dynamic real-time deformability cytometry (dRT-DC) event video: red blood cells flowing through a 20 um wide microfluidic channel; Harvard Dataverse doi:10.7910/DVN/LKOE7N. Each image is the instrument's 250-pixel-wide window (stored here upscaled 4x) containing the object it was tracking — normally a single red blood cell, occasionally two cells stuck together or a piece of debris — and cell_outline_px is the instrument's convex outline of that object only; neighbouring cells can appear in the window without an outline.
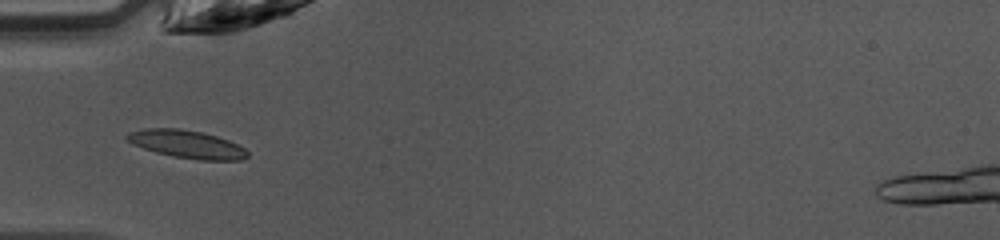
{"species": "common noctule bat (a hibernating species)", "species_latin": "Nyctalus noctula", "temperature_condition": "warm", "stored_images_in_passage": 33, "camera_frame_rate_fps": 3000, "um_per_image_px": 0.085, "animal": {"sex": "female", "body_mass_g": 10.0, "forearm_length_mm": 53.1}, "frame": {"image": 1, "passage_image": 1, "time_ms": 0.0, "image_size_px": [1000, 240], "cell_outline_px": [[248, 156], [240, 160], [200, 160], [172, 156], [156, 152], [132, 144], [124, 136], [128, 132], [144, 128], [180, 128], [204, 132], [228, 140], [244, 148], [248, 152]], "centroid_in_image_um": [15.86, 12.24], "position_along_channel_um": 69.1, "area_um2": 19.59}}
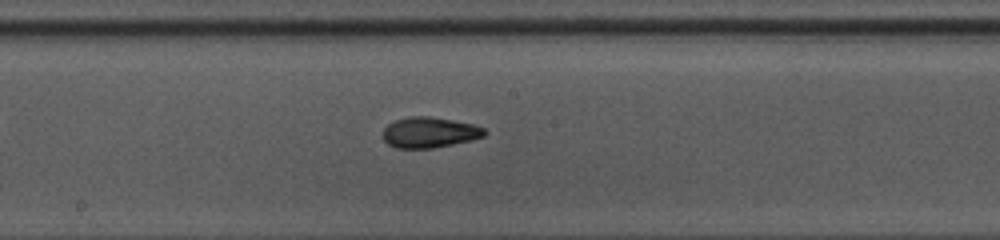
{"frame": {"image": 2, "passage_image": 11, "time_ms": 3.333, "image_size_px": [1000, 240], "cell_outline_px": [[488, 132], [484, 136], [472, 140], [432, 148], [396, 148], [388, 144], [384, 140], [384, 128], [388, 124], [396, 120], [412, 116], [428, 116], [452, 120], [472, 124], [484, 128]], "centroid_in_image_um": [36.52, 11.26], "position_along_channel_um": 211.7, "area_um2": 17.98}}
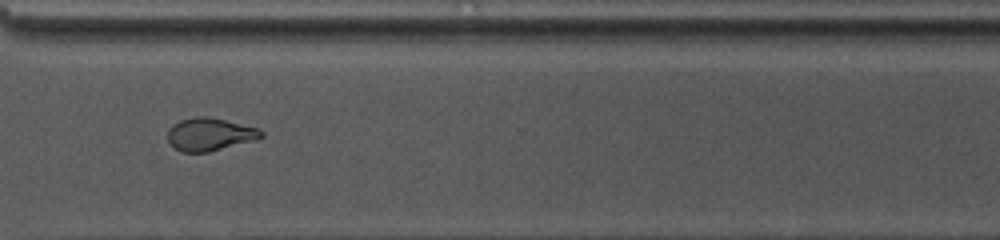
{"frame": {"image": 3, "passage_image": 21, "time_ms": 6.667, "image_size_px": [1000, 240], "cell_outline_px": [[264, 136], [256, 140], [208, 152], [180, 152], [168, 140], [168, 128], [172, 124], [180, 120], [200, 116], [204, 116], [224, 120], [260, 128], [264, 132]], "centroid_in_image_um": [17.85, 11.42], "position_along_channel_um": 352.7, "area_um2": 17.86}, "authors_computed_cell_mechanics": {"area_um2": 18.1492, "velocity_mm_per_s": 4.2518, "shape_relaxation_time_tau1_ms": 3.7452, "shape_relaxation_time_tau2_ms": 2.2731, "deformation_change_tau1": 0.1696, "deformation_change_tau2": 0.0909}}